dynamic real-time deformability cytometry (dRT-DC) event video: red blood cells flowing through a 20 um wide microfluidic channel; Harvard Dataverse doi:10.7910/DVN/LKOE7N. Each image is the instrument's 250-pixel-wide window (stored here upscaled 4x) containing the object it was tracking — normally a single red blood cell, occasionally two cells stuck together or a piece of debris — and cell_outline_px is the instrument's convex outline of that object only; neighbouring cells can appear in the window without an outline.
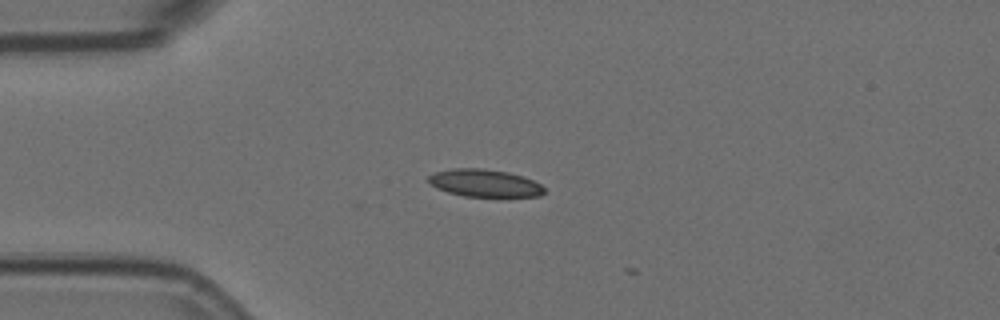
{"species": "Egyptian fruit bat (a non-hibernating species)", "species_latin": "Rousettus aegyptiacus", "temperature_condition": "room temperature", "stored_images_in_passage": 5, "camera_frame_rate_fps": 3000, "um_per_image_px": 0.085, "animal": {"sex": "female"}, "frame": {"image": 1, "passage_image": 3, "time_ms": 0.667, "image_size_px": [1000, 320], "cell_outline_px": [[544, 192], [540, 196], [464, 196], [448, 192], [436, 188], [424, 180], [428, 176], [436, 172], [452, 168], [484, 168], [508, 172], [524, 176], [540, 184], [544, 188]], "centroid_in_image_um": [41.15, 15.55], "position_along_channel_um": 43.9, "area_um2": 18.61}}